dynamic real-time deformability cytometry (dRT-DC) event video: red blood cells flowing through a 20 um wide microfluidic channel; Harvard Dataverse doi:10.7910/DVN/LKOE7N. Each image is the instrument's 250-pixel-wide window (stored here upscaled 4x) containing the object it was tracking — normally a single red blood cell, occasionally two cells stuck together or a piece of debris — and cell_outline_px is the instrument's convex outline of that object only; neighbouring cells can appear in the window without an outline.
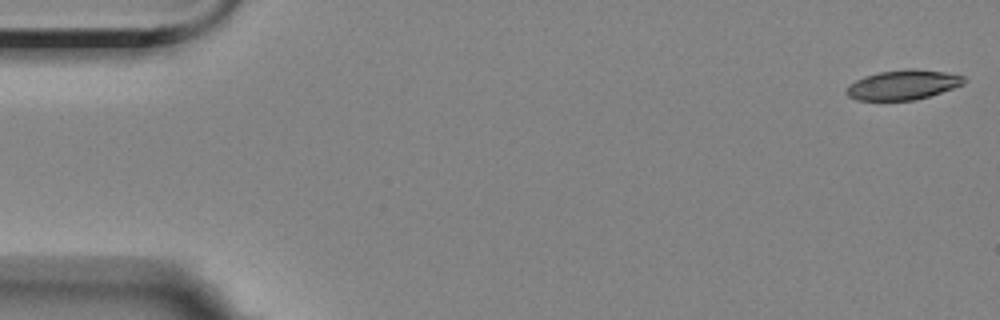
{"species": "Egyptian fruit bat (a non-hibernating species)", "species_latin": "Rousettus aegyptiacus", "temperature_condition": "room temperature", "stored_images_in_passage": 56, "camera_frame_rate_fps": 3000, "um_per_image_px": 0.085, "animal": {"sex": "female"}, "frame": {"image": 1, "passage_image": 1, "time_ms": 0.0, "image_size_px": [1000, 320], "cell_outline_px": [[968, 80], [964, 84], [916, 100], [856, 100], [848, 96], [844, 92], [856, 80], [864, 76], [880, 72], [908, 68], [912, 68], [944, 72], [964, 76]], "centroid_in_image_um": [76.77, 7.21], "position_along_channel_um": 8.2, "area_um2": 20.23}}
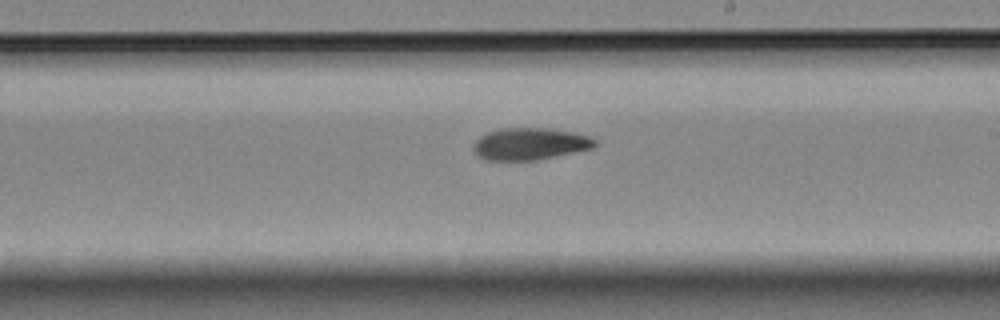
{"frame": {"image": 2, "passage_image": 32, "time_ms": 10.333, "image_size_px": [1000, 320], "cell_outline_px": [[596, 144], [592, 148], [536, 160], [484, 160], [472, 148], [472, 144], [480, 136], [488, 132], [504, 128], [544, 128], [572, 132], [588, 136], [596, 140]], "centroid_in_image_um": [45.01, 12.23], "position_along_channel_um": 244.0, "area_um2": 22.37}}
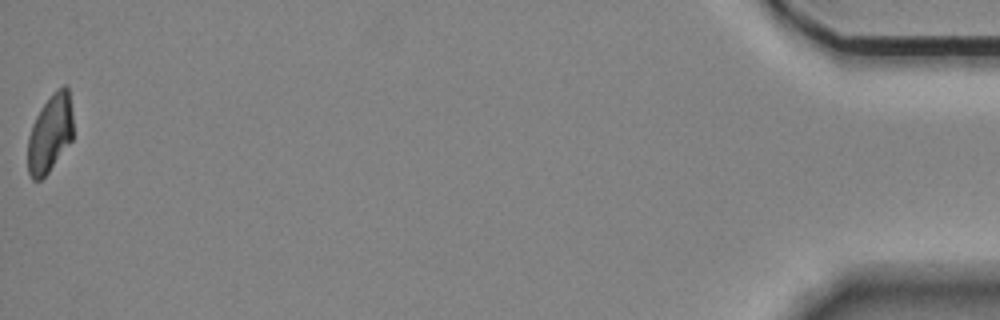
{"frame": {"image": 3, "passage_image": 56, "time_ms": 18.333, "image_size_px": [1000, 320], "cell_outline_px": [[72, 140], [48, 172], [40, 180], [32, 180], [28, 172], [28, 136], [32, 124], [40, 108], [52, 92], [64, 84], [68, 84], [72, 112]], "centroid_in_image_um": [4.25, 11.3], "position_along_channel_um": 430.9, "area_um2": 20.69}, "authors_computed_cell_mechanics": {"area_um2": 22.1952, "velocity_mm_per_s": 3.5377, "shape_relaxation_time_tau1_ms": null, "shape_relaxation_time_tau2_ms": 8.8689, "deformation_change_tau1": null, "deformation_change_tau2": 0.1487}}